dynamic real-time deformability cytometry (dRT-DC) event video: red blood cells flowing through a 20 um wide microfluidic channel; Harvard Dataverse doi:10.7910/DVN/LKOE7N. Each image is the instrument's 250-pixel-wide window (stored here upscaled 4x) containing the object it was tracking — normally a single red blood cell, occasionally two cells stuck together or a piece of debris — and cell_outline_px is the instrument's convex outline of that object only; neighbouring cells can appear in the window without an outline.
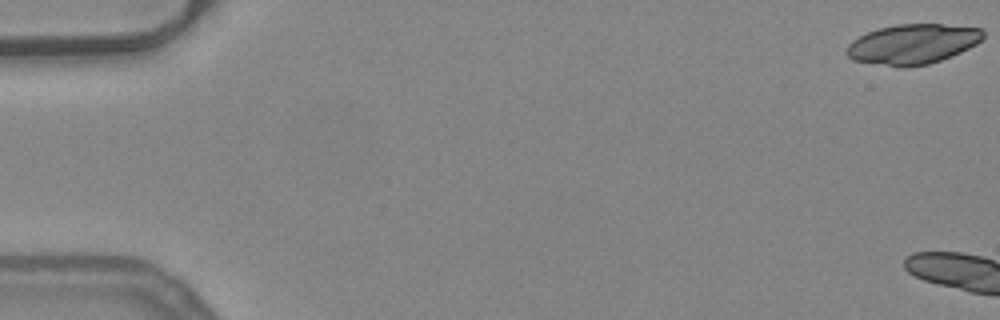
{"species": "common noctule bat (a hibernating species)", "species_latin": "Nyctalus noctula", "temperature_condition": "warm", "stored_images_in_passage": 5, "camera_frame_rate_fps": 3000, "um_per_image_px": 0.085, "animal": {"sex": "female", "body_mass_g": 24.6, "forearm_length_mm": 56.2}, "frame": {"image": 1, "passage_image": 1, "time_ms": 0.0, "image_size_px": [1000, 320], "cell_outline_px": [[984, 36], [976, 44], [952, 56], [928, 64], [908, 68], [900, 68], [852, 60], [844, 52], [848, 44], [852, 40], [868, 32], [880, 28], [896, 24], [940, 24], [984, 28]], "centroid_in_image_um": [77.56, 3.76], "position_along_channel_um": 7.4, "area_um2": 32.02}}